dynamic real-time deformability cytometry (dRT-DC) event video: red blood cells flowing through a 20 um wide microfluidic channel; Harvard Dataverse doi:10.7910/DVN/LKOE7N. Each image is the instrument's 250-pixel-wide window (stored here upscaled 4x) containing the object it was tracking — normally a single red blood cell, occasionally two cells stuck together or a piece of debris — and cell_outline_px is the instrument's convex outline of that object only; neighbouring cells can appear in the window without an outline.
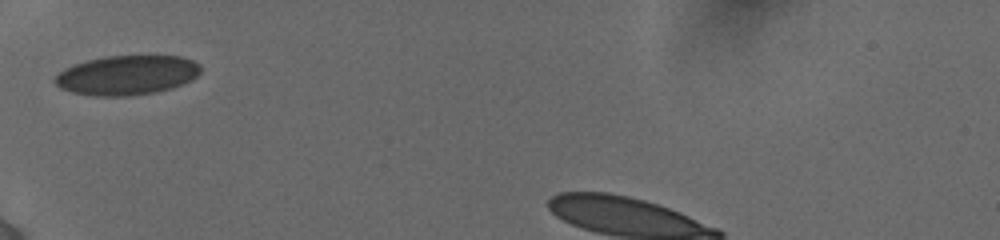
{"species": "human", "species_latin": "Homo sapiens", "temperature_condition": "cold", "stored_images_in_passage": 30, "camera_frame_rate_fps": 3000, "um_per_image_px": 0.085, "donor": {"sex": "female"}, "frame": {"image": 1, "passage_image": 1, "time_ms": 0.0, "image_size_px": [1000, 240], "cell_outline_px": [[200, 72], [192, 80], [184, 84], [172, 88], [156, 92], [128, 96], [92, 96], [72, 92], [60, 88], [52, 80], [64, 68], [72, 64], [104, 56], [180, 56], [192, 60], [200, 64]], "centroid_in_image_um": [10.78, 6.39], "position_along_channel_um": 74.2, "area_um2": 33.76}}
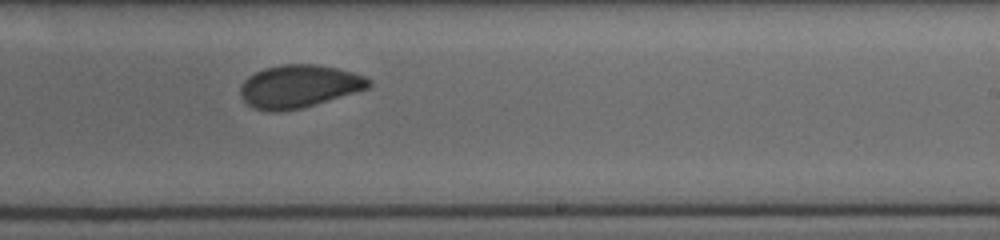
{"frame": {"image": 2, "passage_image": 16, "time_ms": 5.0, "image_size_px": [1000, 240], "cell_outline_px": [[372, 84], [368, 88], [300, 108], [280, 112], [268, 112], [256, 108], [248, 104], [240, 96], [240, 88], [244, 80], [248, 76], [264, 68], [280, 64], [316, 64], [336, 68], [352, 72], [364, 76], [372, 80]], "centroid_in_image_um": [25.38, 7.33], "position_along_channel_um": 263.6, "area_um2": 31.85}}
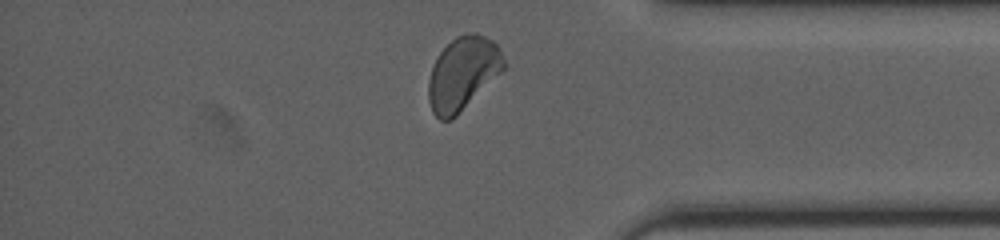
{"frame": {"image": 3, "passage_image": 27, "time_ms": 8.667, "image_size_px": [1000, 240], "cell_outline_px": [[504, 68], [452, 120], [440, 120], [432, 112], [428, 100], [428, 80], [432, 68], [440, 52], [456, 36], [476, 32], [492, 40], [500, 48], [504, 60]], "centroid_in_image_um": [39.31, 6.25], "position_along_channel_um": 395.9, "area_um2": 31.62}, "authors_computed_cell_mechanics": {"area_um2": 32.079, "velocity_mm_per_s": 3.8511, "shape_relaxation_time_tau1_ms": 9.2281, "shape_relaxation_time_tau2_ms": 1.7212, "deformation_change_tau1": 0.131, "deformation_change_tau2": 0.0475}}